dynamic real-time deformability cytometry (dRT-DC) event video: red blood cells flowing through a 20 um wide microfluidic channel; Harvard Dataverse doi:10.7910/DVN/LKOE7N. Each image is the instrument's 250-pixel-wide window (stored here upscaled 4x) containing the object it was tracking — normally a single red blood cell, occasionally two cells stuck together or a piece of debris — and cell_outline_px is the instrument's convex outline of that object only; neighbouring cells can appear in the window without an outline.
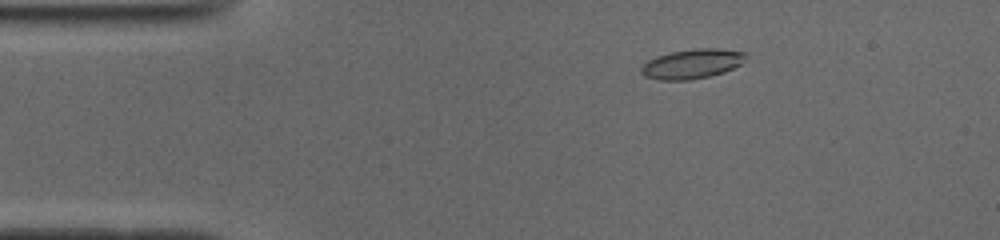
{"species": "common noctule bat (a hibernating species)", "species_latin": "Nyctalus noctula", "temperature_condition": "cold", "stored_images_in_passage": 40, "camera_frame_rate_fps": 3000, "um_per_image_px": 0.085, "animal": {"sex": "male", "body_mass_g": 19.0, "forearm_length_mm": 50.8}, "frame": {"image": 1, "passage_image": 8, "time_ms": 2.333, "image_size_px": [1000, 240], "cell_outline_px": [[748, 52], [740, 64], [724, 72], [708, 76], [688, 80], [656, 80], [644, 76], [640, 72], [640, 68], [648, 60], [656, 56], [672, 52], [696, 48], [716, 48]], "centroid_in_image_um": [58.79, 5.43], "position_along_channel_um": 26.2, "area_um2": 17.98}}
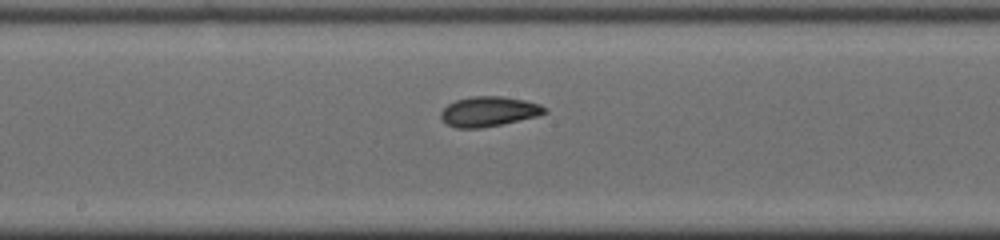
{"frame": {"image": 2, "passage_image": 26, "time_ms": 8.333, "image_size_px": [1000, 240], "cell_outline_px": [[548, 112], [540, 116], [480, 128], [456, 128], [448, 124], [440, 116], [440, 112], [448, 104], [456, 100], [472, 96], [500, 96], [524, 100], [540, 104], [548, 108]], "centroid_in_image_um": [41.59, 9.47], "position_along_channel_um": 206.6, "area_um2": 18.09}}
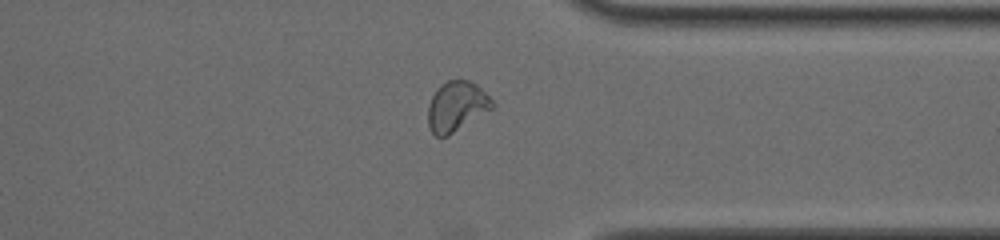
{"frame": {"image": 3, "passage_image": 39, "time_ms": 12.667, "image_size_px": [1000, 240], "cell_outline_px": [[496, 104], [492, 108], [448, 136], [436, 136], [432, 132], [428, 124], [428, 104], [432, 96], [440, 84], [448, 80], [468, 80], [476, 84]], "centroid_in_image_um": [38.79, 9.03], "position_along_channel_um": 372.6, "area_um2": 18.5}, "authors_computed_cell_mechanics": {"area_um2": 17.6868, "velocity_mm_per_s": 3.9171, "shape_relaxation_time_tau1_ms": 4.2199, "shape_relaxation_time_tau2_ms": 3.137, "deformation_change_tau1": 0.0969, "deformation_change_tau2": 0.0812}}